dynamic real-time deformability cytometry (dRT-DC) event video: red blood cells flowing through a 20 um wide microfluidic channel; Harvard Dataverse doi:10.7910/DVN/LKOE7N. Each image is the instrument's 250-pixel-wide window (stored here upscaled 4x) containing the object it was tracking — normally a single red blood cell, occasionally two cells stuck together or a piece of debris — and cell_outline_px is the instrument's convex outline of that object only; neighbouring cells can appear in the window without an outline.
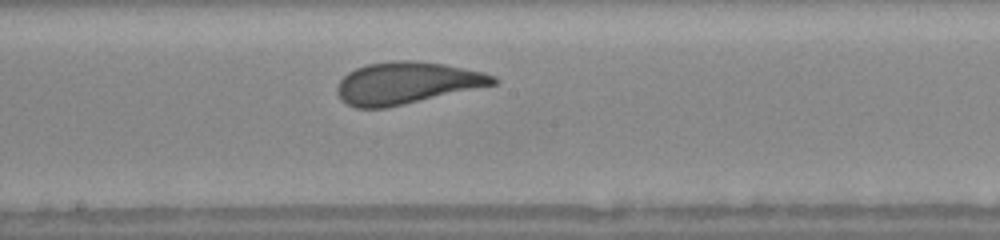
{"species": "human", "species_latin": "Homo sapiens", "temperature_condition": "warm", "stored_images_in_passage": 5, "camera_frame_rate_fps": 3000, "um_per_image_px": 0.085, "donor": {"sex": "female"}, "frame": {"image": 1, "passage_image": 5, "time_ms": 3.333, "image_size_px": [1000, 240], "cell_outline_px": [[500, 80], [496, 84], [404, 104], [384, 108], [356, 108], [340, 100], [336, 92], [336, 88], [340, 80], [348, 72], [356, 68], [368, 64], [396, 60], [408, 60], [444, 64], [484, 72], [496, 76]], "centroid_in_image_um": [34.56, 7.05], "position_along_channel_um": 213.6, "area_um2": 38.03}}